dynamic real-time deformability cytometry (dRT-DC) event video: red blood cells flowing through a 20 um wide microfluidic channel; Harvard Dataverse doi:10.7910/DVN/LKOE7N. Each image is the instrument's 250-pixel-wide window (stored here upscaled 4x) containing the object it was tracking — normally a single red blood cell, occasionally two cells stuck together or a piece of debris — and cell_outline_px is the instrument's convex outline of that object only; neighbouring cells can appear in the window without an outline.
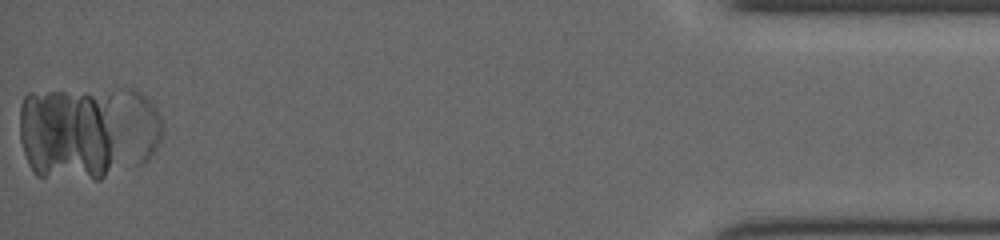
{"species": "common noctule bat (a hibernating species)", "species_latin": "Nyctalus noctula", "temperature_condition": "cold", "stored_images_in_passage": 35, "segment_of_instrument_passage": [2, 2], "camera_frame_rate_fps": 3000, "um_per_image_px": 0.085, "animal": {"sex": "female", "body_mass_g": 19.5, "forearm_length_mm": 54.1}, "frame": {"image": 1, "passage_image": 35, "time_ms": 11.333, "image_size_px": [1000, 240], "cell_outline_px": [[164, 132], [156, 152], [144, 164], [132, 164], [124, 92], [128, 88], [136, 88], [156, 108], [160, 116], [164, 128]], "centroid_in_image_um": [12.11, 10.74], "position_along_channel_um": 423.1, "area_um2": 14.91}}